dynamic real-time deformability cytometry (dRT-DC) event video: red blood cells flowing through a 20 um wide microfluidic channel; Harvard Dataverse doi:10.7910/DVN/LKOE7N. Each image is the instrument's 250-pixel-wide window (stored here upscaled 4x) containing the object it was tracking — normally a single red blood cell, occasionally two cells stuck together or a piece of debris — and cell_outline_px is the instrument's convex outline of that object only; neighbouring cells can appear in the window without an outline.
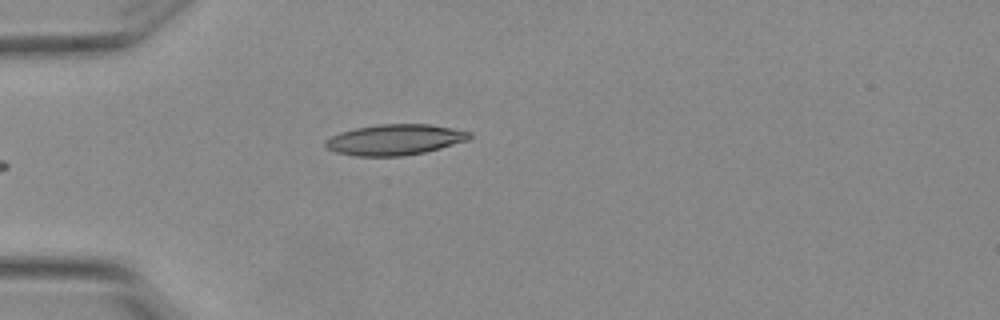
{"species": "Egyptian fruit bat (a non-hibernating species)", "species_latin": "Rousettus aegyptiacus", "temperature_condition": "warm", "stored_images_in_passage": 3, "camera_frame_rate_fps": 3000, "um_per_image_px": 0.085, "animal": {"sex": "female"}, "frame": {"image": 1, "passage_image": 3, "time_ms": 0.667, "image_size_px": [1000, 320], "cell_outline_px": [[472, 136], [468, 140], [440, 148], [424, 152], [404, 156], [356, 156], [336, 152], [328, 148], [324, 144], [324, 140], [340, 132], [356, 128], [380, 124], [428, 124], [452, 128], [472, 132]], "centroid_in_image_um": [33.57, 11.87], "position_along_channel_um": 51.4, "area_um2": 25.72}}